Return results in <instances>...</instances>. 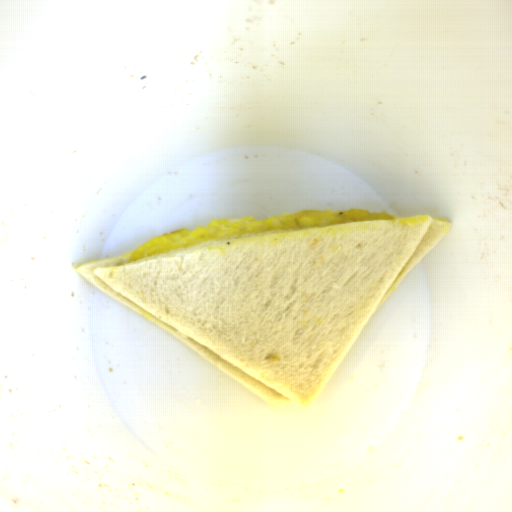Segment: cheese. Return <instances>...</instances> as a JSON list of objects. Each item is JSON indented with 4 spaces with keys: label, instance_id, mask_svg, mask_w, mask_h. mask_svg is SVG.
I'll list each match as a JSON object with an SVG mask.
<instances>
[{
    "label": "cheese",
    "instance_id": "1",
    "mask_svg": "<svg viewBox=\"0 0 512 512\" xmlns=\"http://www.w3.org/2000/svg\"><path fill=\"white\" fill-rule=\"evenodd\" d=\"M384 219L396 218L393 215L369 209L298 211L291 215L266 220L226 217L214 219L204 227L195 230H176L151 238L139 246L127 261L147 259L211 241L232 239L239 235H261L283 231H298L301 229H317L360 221Z\"/></svg>",
    "mask_w": 512,
    "mask_h": 512
}]
</instances>
